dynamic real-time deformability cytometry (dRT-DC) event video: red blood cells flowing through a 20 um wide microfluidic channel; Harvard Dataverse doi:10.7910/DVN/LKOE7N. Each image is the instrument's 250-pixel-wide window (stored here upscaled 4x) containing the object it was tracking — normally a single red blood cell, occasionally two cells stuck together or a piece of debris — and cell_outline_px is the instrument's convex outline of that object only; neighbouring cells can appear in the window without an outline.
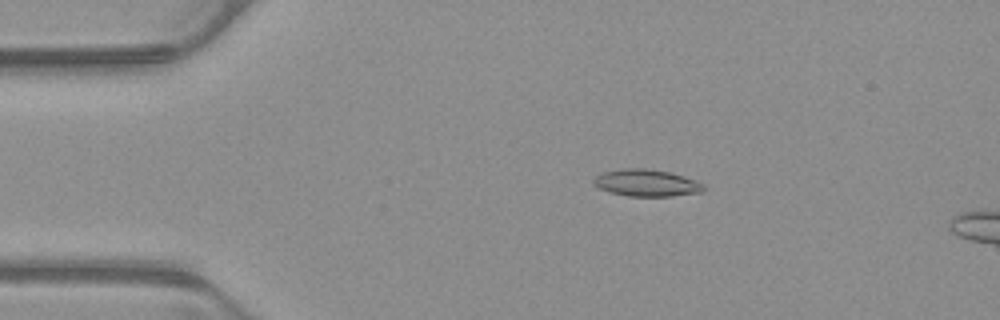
{"species": "common noctule bat (a hibernating species)", "species_latin": "Nyctalus noctula", "temperature_condition": "warm", "stored_images_in_passage": 53, "camera_frame_rate_fps": 3000, "um_per_image_px": 0.085, "animal": {"sex": "male", "body_mass_g": 23.1, "forearm_length_mm": 52.7}, "frame": {"image": 1, "passage_image": 10, "time_ms": 3.0, "image_size_px": [1000, 320], "cell_outline_px": [[704, 192], [672, 196], [628, 196], [608, 192], [592, 184], [592, 180], [596, 176], [604, 172], [624, 168], [644, 168], [668, 172], [684, 176], [696, 180], [704, 184]], "centroid_in_image_um": [54.95, 15.55], "position_along_channel_um": 30.0, "area_um2": 17.34}}
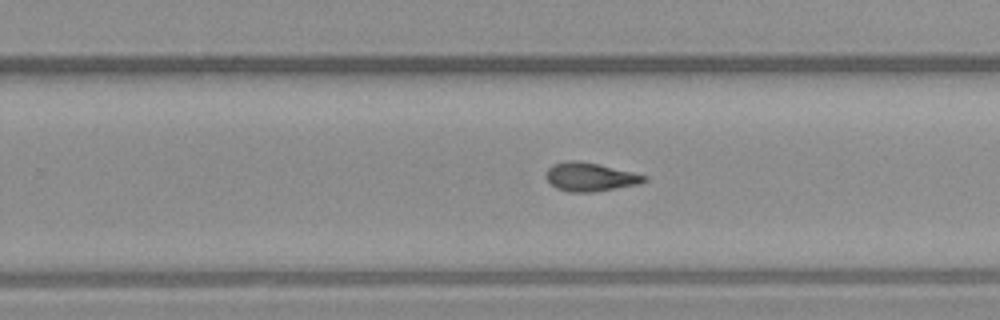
{"frame": {"image": 2, "passage_image": 33, "time_ms": 10.667, "image_size_px": [1000, 320], "cell_outline_px": [[648, 180], [640, 184], [592, 192], [568, 192], [556, 188], [544, 176], [548, 168], [552, 164], [564, 160], [580, 160], [632, 172], [648, 176]], "centroid_in_image_um": [50.14, 15.03], "position_along_channel_um": 279.7, "area_um2": 16.47}}
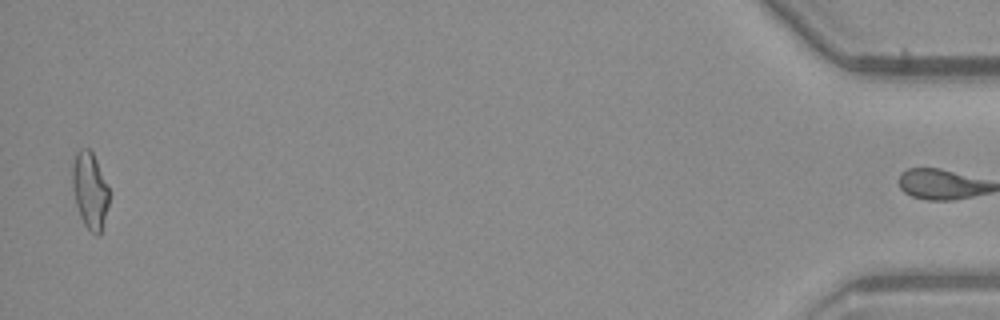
{"frame": {"image": 3, "passage_image": 52, "time_ms": 17.0, "image_size_px": [1000, 320], "cell_outline_px": [[108, 204], [100, 236], [96, 236], [84, 224], [80, 216], [76, 204], [72, 188], [72, 164], [76, 152], [80, 148], [88, 148], [92, 152], [96, 160], [108, 188]], "centroid_in_image_um": [7.62, 16.18], "position_along_channel_um": 427.6, "area_um2": 16.18}, "authors_computed_cell_mechanics": {"area_um2": 16.3574, "velocity_mm_per_s": 3.9105, "shape_relaxation_time_tau1_ms": null, "shape_relaxation_time_tau2_ms": 3.9371, "deformation_change_tau1": null, "deformation_change_tau2": 0.112}}